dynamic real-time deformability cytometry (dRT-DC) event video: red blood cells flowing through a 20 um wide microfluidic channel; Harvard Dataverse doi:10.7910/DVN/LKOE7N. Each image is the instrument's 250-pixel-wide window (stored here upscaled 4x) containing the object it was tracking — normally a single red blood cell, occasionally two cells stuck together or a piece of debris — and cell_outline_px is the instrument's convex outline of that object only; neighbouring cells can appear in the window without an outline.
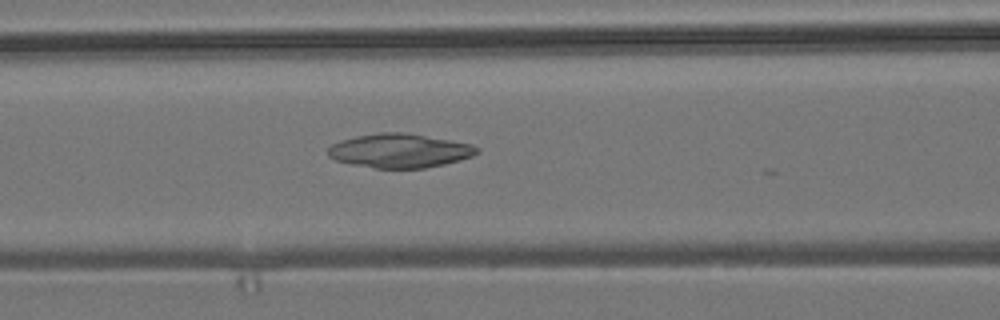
{"species": "common noctule bat (a hibernating species)", "species_latin": "Nyctalus noctula", "temperature_condition": "room temperature", "stored_images_in_passage": 26, "camera_frame_rate_fps": 3000, "um_per_image_px": 0.085, "animal": {"sex": "male", "body_mass_g": 19.2, "forearm_length_mm": 51.8}, "frame": {"image": 1, "passage_image": 22, "time_ms": 7.0, "image_size_px": [1000, 320], "cell_outline_px": [[480, 152], [472, 156], [460, 160], [444, 164], [424, 168], [376, 168], [352, 164], [336, 160], [328, 156], [328, 148], [332, 144], [340, 140], [356, 136], [380, 132], [404, 132], [472, 144], [480, 148]], "centroid_in_image_um": [33.98, 12.81], "position_along_channel_um": 132.6, "area_um2": 29.48}}
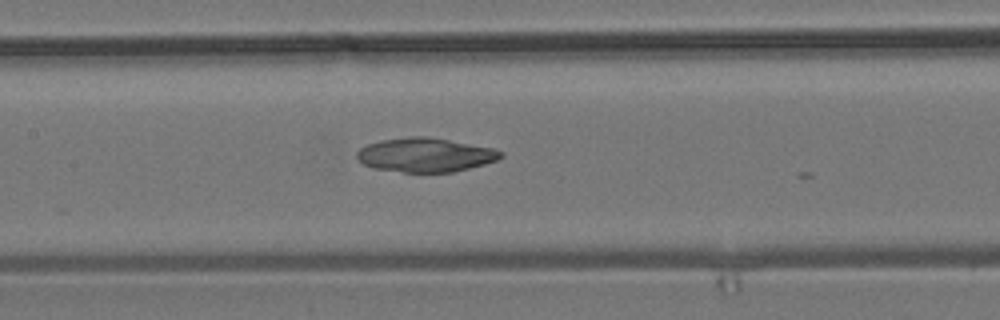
{"frame": {"image": 2, "passage_image": 25, "time_ms": 8.0, "image_size_px": [1000, 320], "cell_outline_px": [[504, 156], [496, 160], [484, 164], [452, 172], [404, 172], [376, 168], [364, 164], [356, 156], [356, 152], [360, 148], [368, 144], [380, 140], [408, 136], [424, 136], [448, 140], [492, 148], [504, 152]], "centroid_in_image_um": [36.14, 13.16], "position_along_channel_um": 171.3, "area_um2": 28.26}}